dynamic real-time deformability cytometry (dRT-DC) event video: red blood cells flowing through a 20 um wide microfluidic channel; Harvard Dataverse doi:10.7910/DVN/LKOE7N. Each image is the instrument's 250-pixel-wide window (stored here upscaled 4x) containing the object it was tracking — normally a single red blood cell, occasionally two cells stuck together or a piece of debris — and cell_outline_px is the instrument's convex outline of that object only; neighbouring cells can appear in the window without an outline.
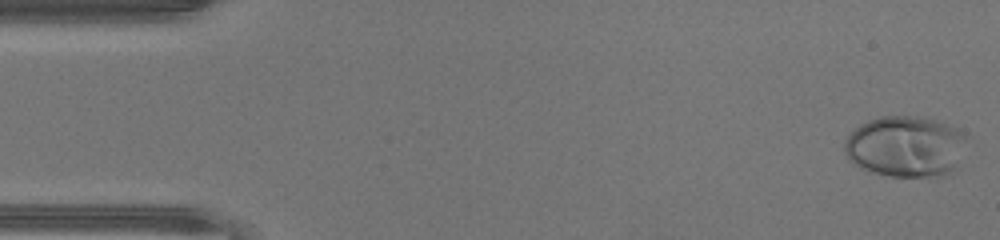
{"species": "human", "species_latin": "Homo sapiens", "temperature_condition": "warm", "stored_images_in_passage": 46, "segment_of_instrument_passage": [1, 2], "camera_frame_rate_fps": 3000, "um_per_image_px": 0.085, "donor": {"sex": "male"}, "frame": {"image": 1, "passage_image": 1, "time_ms": 0.0, "image_size_px": [1000, 240], "cell_outline_px": [[968, 136], [948, 172], [944, 176], [892, 176], [872, 172], [860, 168], [848, 160], [844, 152], [844, 140], [860, 124], [868, 120], [880, 116], [916, 116], [932, 120], [968, 132]], "centroid_in_image_um": [76.88, 12.43], "position_along_channel_um": 8.1, "area_um2": 42.89}}
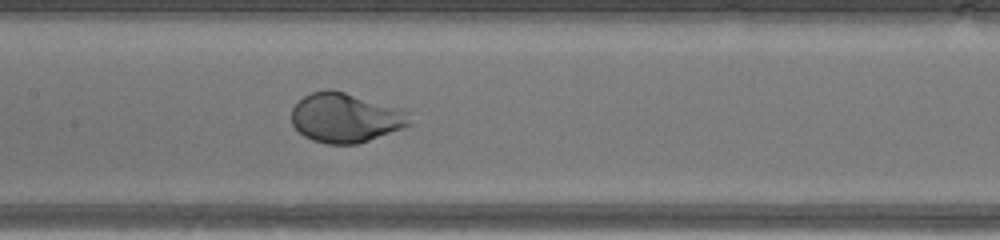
{"frame": {"image": 2, "passage_image": 22, "time_ms": 7.0, "image_size_px": [1000, 240], "cell_outline_px": [[412, 124], [368, 140], [356, 144], [324, 144], [312, 140], [304, 136], [292, 124], [292, 108], [304, 96], [312, 92], [324, 88], [328, 88], [344, 92], [396, 108], [408, 112]], "centroid_in_image_um": [29.31, 10.01], "position_along_channel_um": 178.1, "area_um2": 33.58}}
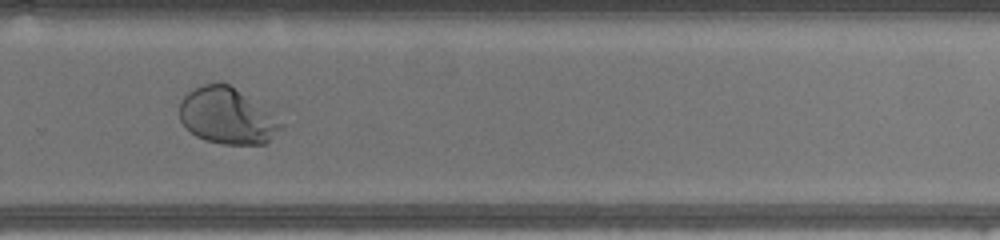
{"frame": {"image": 3, "passage_image": 31, "time_ms": 10.0, "image_size_px": [1000, 240], "cell_outline_px": [[288, 124], [284, 128], [264, 144], [220, 144], [204, 140], [196, 136], [180, 120], [180, 100], [188, 92], [204, 84], [228, 84]], "centroid_in_image_um": [19.34, 9.89], "position_along_channel_um": 310.5, "area_um2": 32.89}}